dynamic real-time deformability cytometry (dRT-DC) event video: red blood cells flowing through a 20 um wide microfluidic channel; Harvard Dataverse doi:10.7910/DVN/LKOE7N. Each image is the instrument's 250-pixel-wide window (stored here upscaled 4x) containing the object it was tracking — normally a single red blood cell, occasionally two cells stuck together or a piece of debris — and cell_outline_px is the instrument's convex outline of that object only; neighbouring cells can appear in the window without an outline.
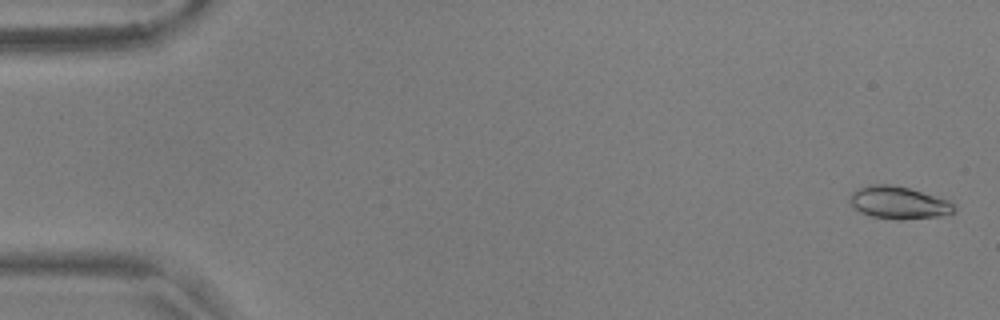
{"species": "common noctule bat (a hibernating species)", "species_latin": "Nyctalus noctula", "temperature_condition": "warm", "stored_images_in_passage": 56, "camera_frame_rate_fps": 3000, "um_per_image_px": 0.085, "animal": {"sex": "male", "body_mass_g": 17.9, "forearm_length_mm": 54.2}, "frame": {"image": 1, "passage_image": 2, "time_ms": 0.333, "image_size_px": [1000, 320], "cell_outline_px": [[956, 208], [952, 212], [940, 216], [900, 220], [872, 216], [860, 212], [852, 208], [848, 204], [848, 196], [856, 188], [872, 184], [888, 184], [908, 188], [948, 200], [956, 204]], "centroid_in_image_um": [76.31, 17.22], "position_along_channel_um": 8.7, "area_um2": 19.88}}
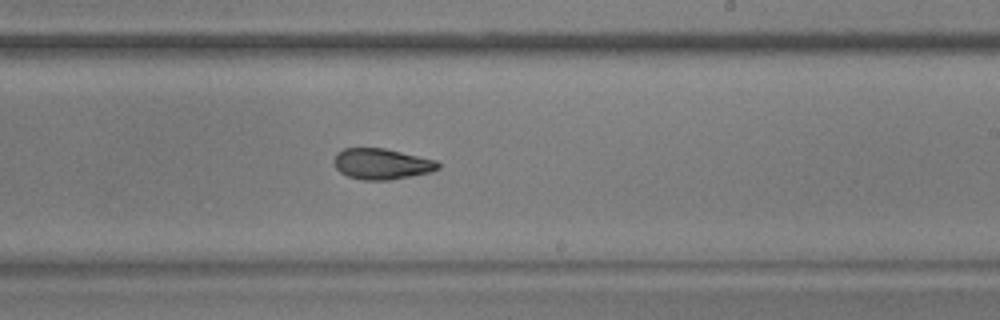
{"frame": {"image": 2, "passage_image": 34, "time_ms": 11.0, "image_size_px": [1000, 320], "cell_outline_px": [[440, 168], [432, 172], [412, 176], [388, 180], [364, 180], [348, 176], [340, 172], [336, 168], [332, 160], [336, 152], [344, 148], [384, 148], [436, 160], [440, 164]], "centroid_in_image_um": [32.43, 13.93], "position_along_channel_um": 256.6, "area_um2": 18.84}}
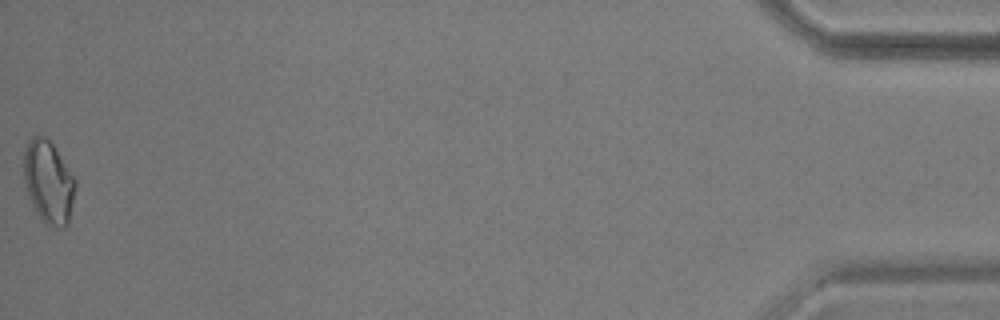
{"frame": {"image": 3, "passage_image": 56, "time_ms": 18.333, "image_size_px": [1000, 320], "cell_outline_px": [[76, 184], [68, 224], [64, 228], [60, 228], [48, 224], [40, 216], [32, 204], [28, 196], [24, 180], [24, 152], [28, 140], [32, 136], [44, 136], [52, 144], [76, 180]], "centroid_in_image_um": [4.12, 15.46], "position_along_channel_um": 431.1, "area_um2": 24.39}, "authors_computed_cell_mechanics": {"area_um2": 19.074, "velocity_mm_per_s": 3.6509, "shape_relaxation_time_tau1_ms": 9.6099, "shape_relaxation_time_tau2_ms": 4.0448, "deformation_change_tau1": 0.2336, "deformation_change_tau2": 0.0871}}